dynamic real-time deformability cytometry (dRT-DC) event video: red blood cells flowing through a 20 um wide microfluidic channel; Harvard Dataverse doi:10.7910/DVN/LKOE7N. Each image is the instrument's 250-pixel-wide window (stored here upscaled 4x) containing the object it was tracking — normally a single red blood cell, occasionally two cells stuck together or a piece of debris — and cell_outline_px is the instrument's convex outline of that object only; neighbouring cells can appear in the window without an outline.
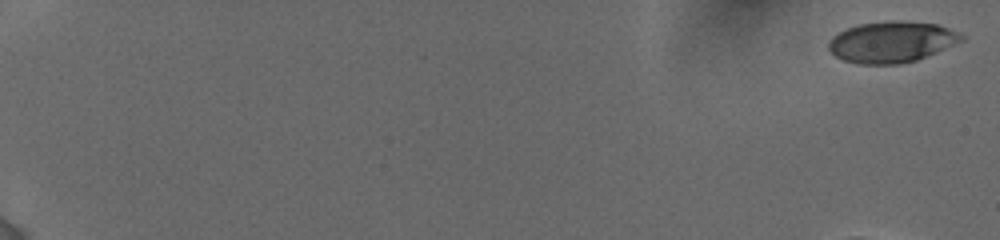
{"species": "human", "species_latin": "Homo sapiens", "temperature_condition": "cold", "stored_images_in_passage": 8, "camera_frame_rate_fps": 3000, "um_per_image_px": 0.085, "donor": {"sex": "female"}, "frame": {"image": 1, "passage_image": 1, "time_ms": 0.0, "image_size_px": [1000, 240], "cell_outline_px": [[964, 40], [936, 52], [916, 60], [900, 64], [856, 64], [844, 60], [836, 56], [828, 48], [828, 40], [832, 36], [848, 28], [860, 24], [888, 20], [900, 20], [936, 24], [960, 32], [964, 36]], "centroid_in_image_um": [75.79, 3.56], "position_along_channel_um": 9.2, "area_um2": 31.85}}